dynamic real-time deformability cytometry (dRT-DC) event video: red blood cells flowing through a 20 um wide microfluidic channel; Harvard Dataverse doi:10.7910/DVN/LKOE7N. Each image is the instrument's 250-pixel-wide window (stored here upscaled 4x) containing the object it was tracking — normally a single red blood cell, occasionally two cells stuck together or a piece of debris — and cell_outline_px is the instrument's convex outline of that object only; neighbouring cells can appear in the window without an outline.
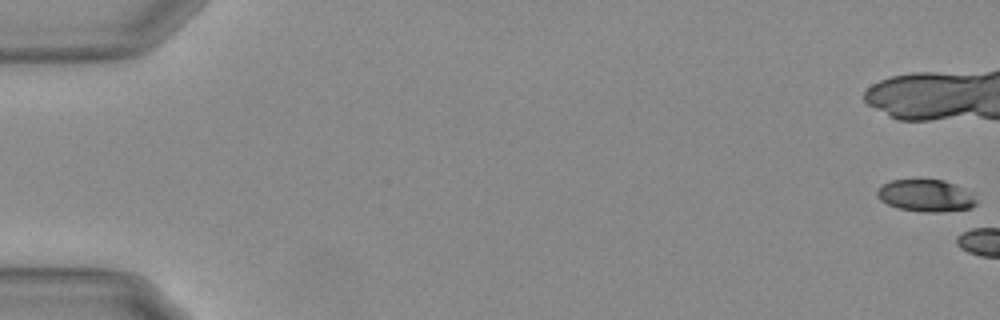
{"species": "Egyptian fruit bat (a non-hibernating species)", "species_latin": "Rousettus aegyptiacus", "temperature_condition": "warm", "stored_images_in_passage": 5, "camera_frame_rate_fps": 3000, "um_per_image_px": 0.085, "animal": {"sex": "female"}, "frame": {"image": 1, "passage_image": 1, "time_ms": 0.0, "image_size_px": [1000, 320], "cell_outline_px": [[976, 204], [968, 208], [940, 212], [920, 212], [896, 208], [880, 200], [876, 196], [876, 192], [884, 184], [892, 180], [944, 180], [960, 188], [972, 196], [976, 200]], "centroid_in_image_um": [78.61, 16.65], "position_along_channel_um": 6.4, "area_um2": 18.09}}